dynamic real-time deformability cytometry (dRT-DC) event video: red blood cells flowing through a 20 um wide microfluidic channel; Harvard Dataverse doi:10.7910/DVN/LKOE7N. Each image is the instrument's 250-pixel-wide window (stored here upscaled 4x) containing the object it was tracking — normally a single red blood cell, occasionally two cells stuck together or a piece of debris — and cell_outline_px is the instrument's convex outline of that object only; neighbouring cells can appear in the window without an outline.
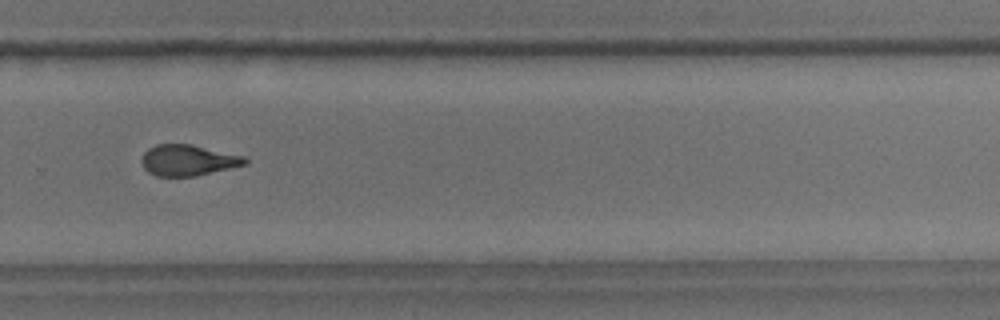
{"species": "common noctule bat (a hibernating species)", "species_latin": "Nyctalus noctula", "temperature_condition": "room temperature", "stored_images_in_passage": 12, "camera_frame_rate_fps": 3000, "um_per_image_px": 0.085, "animal": {"sex": "male", "body_mass_g": 18.8}, "frame": {"image": 1, "passage_image": 7, "time_ms": 6.667, "image_size_px": [1000, 320], "cell_outline_px": [[248, 164], [232, 168], [196, 176], [156, 176], [148, 172], [144, 168], [140, 160], [144, 152], [148, 148], [156, 144], [192, 144], [244, 156], [248, 160]], "centroid_in_image_um": [15.98, 13.62], "position_along_channel_um": 313.8, "area_um2": 18.84}, "authors_computed_cell_mechanics": {"area_um2": 18.8428, "velocity_mm_per_s": 3.7072, "shape_relaxation_time_tau1_ms": null, "shape_relaxation_time_tau2_ms": 1.894, "deformation_change_tau1": null, "deformation_change_tau2": 0.0853}}